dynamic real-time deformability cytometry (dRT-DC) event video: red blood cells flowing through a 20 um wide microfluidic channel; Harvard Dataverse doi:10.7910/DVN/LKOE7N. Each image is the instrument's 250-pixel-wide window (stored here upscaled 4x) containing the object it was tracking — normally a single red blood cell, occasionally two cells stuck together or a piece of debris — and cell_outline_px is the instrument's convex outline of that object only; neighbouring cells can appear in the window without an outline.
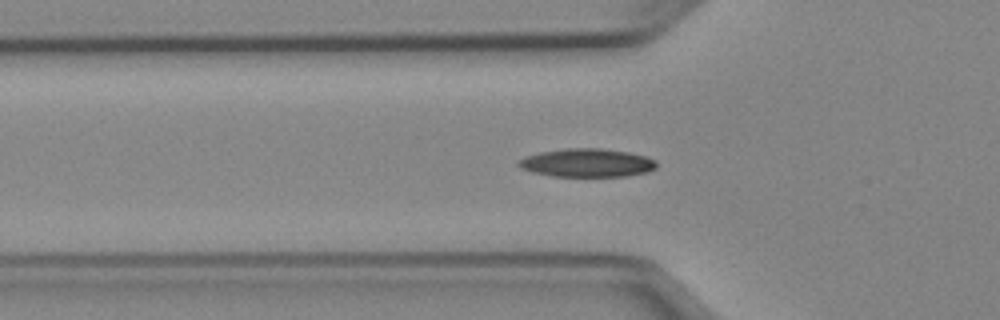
{"species": "Egyptian fruit bat (a non-hibernating species)", "species_latin": "Rousettus aegyptiacus", "temperature_condition": "cold", "stored_images_in_passage": 52, "segment_of_instrument_passage": [1, 2], "camera_frame_rate_fps": 3000, "um_per_image_px": 0.085, "animal": {"sex": "female"}, "frame": {"image": 1, "passage_image": 17, "time_ms": 5.333, "image_size_px": [1000, 320], "cell_outline_px": [[656, 168], [648, 172], [624, 176], [552, 176], [532, 172], [520, 168], [516, 164], [520, 160], [528, 156], [540, 152], [564, 148], [600, 148], [628, 152], [648, 156], [656, 160]], "centroid_in_image_um": [49.92, 13.84], "position_along_channel_um": 75.9, "area_um2": 22.83}}
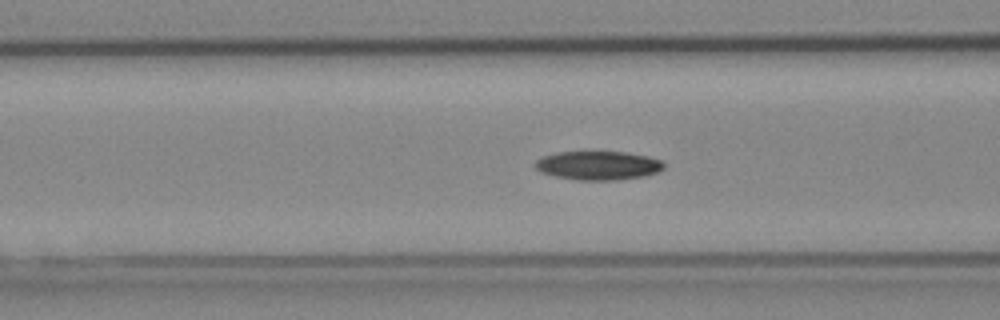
{"frame": {"image": 2, "passage_image": 20, "time_ms": 6.333, "image_size_px": [1000, 320], "cell_outline_px": [[664, 168], [660, 172], [644, 176], [616, 180], [576, 180], [556, 176], [540, 172], [532, 164], [536, 160], [544, 156], [556, 152], [624, 152], [648, 156], [660, 160], [664, 164]], "centroid_in_image_um": [50.84, 14.07], "position_along_channel_um": 115.8, "area_um2": 21.68}}
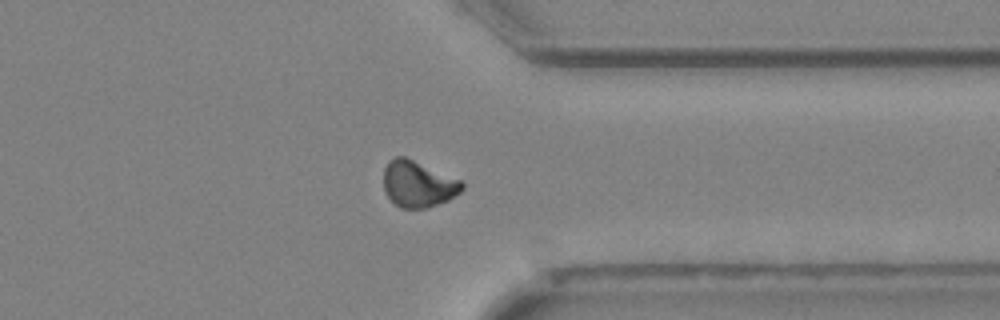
{"frame": {"image": 3, "passage_image": 40, "time_ms": 13.0, "image_size_px": [1000, 320], "cell_outline_px": [[464, 188], [460, 192], [448, 200], [428, 208], [400, 208], [388, 196], [384, 188], [384, 168], [388, 160], [396, 156], [404, 156], [460, 180], [464, 184]], "centroid_in_image_um": [35.52, 15.64], "position_along_channel_um": 375.9, "area_um2": 20.98}}